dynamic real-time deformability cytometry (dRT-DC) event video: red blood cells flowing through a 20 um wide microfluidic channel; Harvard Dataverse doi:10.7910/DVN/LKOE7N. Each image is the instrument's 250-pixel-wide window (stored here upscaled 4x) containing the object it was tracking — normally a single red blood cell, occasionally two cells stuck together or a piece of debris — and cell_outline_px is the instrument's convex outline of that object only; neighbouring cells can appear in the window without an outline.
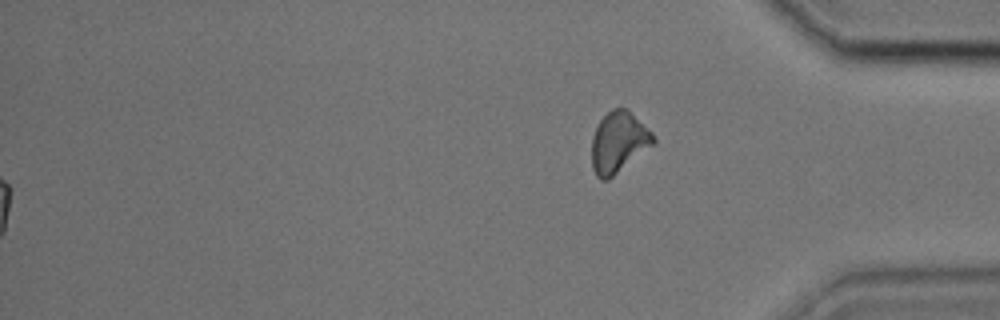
{"species": "common noctule bat (a hibernating species)", "species_latin": "Nyctalus noctula", "temperature_condition": "cold", "stored_images_in_passage": 44, "segment_of_instrument_passage": [2, 2], "camera_frame_rate_fps": 3000, "um_per_image_px": 0.085, "animal": {"sex": "male", "body_mass_g": 17.9, "forearm_length_mm": 54.2}, "frame": {"image": 1, "passage_image": 44, "time_ms": 14.333, "image_size_px": [1000, 320], "cell_outline_px": [[656, 144], [608, 180], [600, 180], [596, 176], [592, 168], [592, 136], [600, 120], [612, 108], [628, 108], [652, 132], [656, 140]], "centroid_in_image_um": [52.6, 12.1], "position_along_channel_um": 382.6, "area_um2": 22.2}}